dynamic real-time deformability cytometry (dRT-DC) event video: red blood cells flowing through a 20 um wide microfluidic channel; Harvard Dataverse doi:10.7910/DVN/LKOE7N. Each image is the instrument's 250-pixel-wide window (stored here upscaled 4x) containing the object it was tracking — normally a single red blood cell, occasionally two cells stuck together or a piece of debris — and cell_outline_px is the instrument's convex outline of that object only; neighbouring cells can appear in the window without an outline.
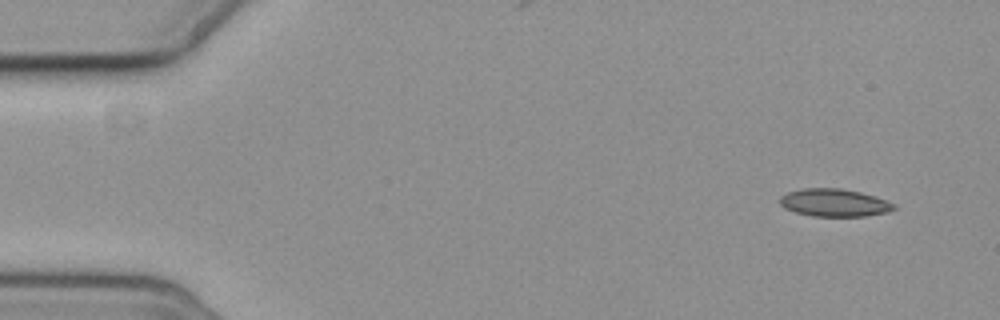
{"species": "common noctule bat (a hibernating species)", "species_latin": "Nyctalus noctula", "temperature_condition": "cold", "stored_images_in_passage": 4, "camera_frame_rate_fps": 3000, "um_per_image_px": 0.085, "animal": {"sex": "female", "body_mass_g": 19.3, "forearm_length_mm": 54.1}, "frame": {"image": 1, "passage_image": 2, "time_ms": 1.333, "image_size_px": [1000, 320], "cell_outline_px": [[896, 208], [884, 212], [864, 216], [812, 216], [796, 212], [784, 208], [780, 204], [780, 196], [788, 192], [804, 188], [840, 188], [860, 192], [896, 204]], "centroid_in_image_um": [70.87, 17.22], "position_along_channel_um": 14.1, "area_um2": 18.15}}